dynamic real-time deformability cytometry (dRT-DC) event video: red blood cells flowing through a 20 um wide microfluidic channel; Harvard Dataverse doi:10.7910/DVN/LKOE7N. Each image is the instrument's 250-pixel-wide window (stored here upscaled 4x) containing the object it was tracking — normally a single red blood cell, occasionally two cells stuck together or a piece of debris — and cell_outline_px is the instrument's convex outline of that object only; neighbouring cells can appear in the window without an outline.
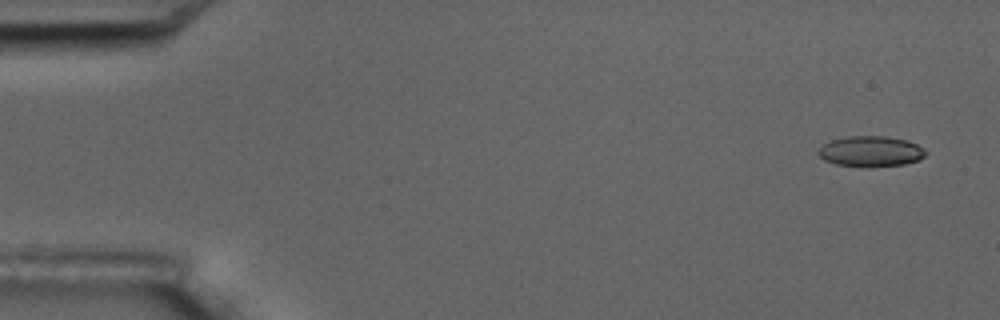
{"species": "common noctule bat (a hibernating species)", "species_latin": "Nyctalus noctula", "temperature_condition": "room temperature", "stored_images_in_passage": 5, "camera_frame_rate_fps": 3000, "um_per_image_px": 0.085, "animal": {"sex": "male", "body_mass_g": 17.5, "forearm_length_mm": 52.3}, "frame": {"image": 1, "passage_image": 1, "time_ms": 0.0, "image_size_px": [1000, 320], "cell_outline_px": [[928, 152], [920, 160], [904, 164], [836, 164], [824, 160], [816, 152], [820, 144], [832, 140], [848, 136], [888, 136], [908, 140], [916, 144]], "centroid_in_image_um": [74.0, 12.81], "position_along_channel_um": 11.0, "area_um2": 18.55}}
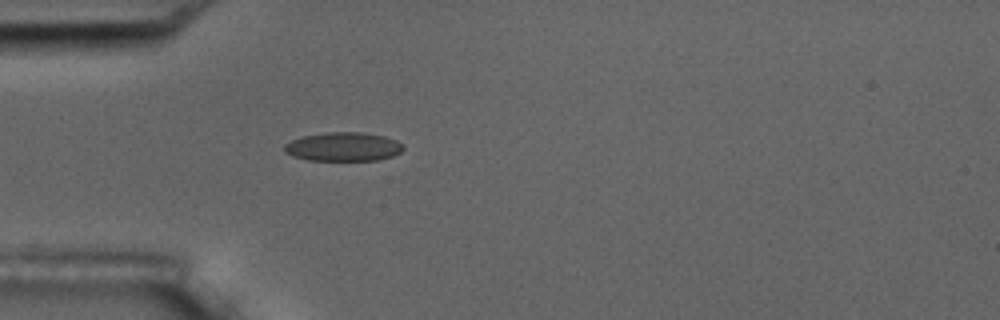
{"frame": {"image": 2, "passage_image": 5, "time_ms": 4.667, "image_size_px": [1000, 320], "cell_outline_px": [[404, 148], [400, 152], [392, 156], [376, 160], [308, 160], [292, 156], [284, 152], [284, 144], [292, 140], [304, 136], [324, 132], [360, 132], [384, 136], [396, 140]], "centroid_in_image_um": [29.14, 12.47], "position_along_channel_um": 55.9, "area_um2": 19.88}}